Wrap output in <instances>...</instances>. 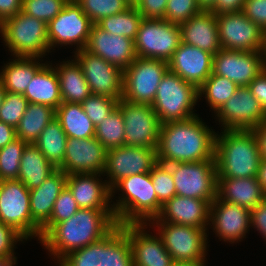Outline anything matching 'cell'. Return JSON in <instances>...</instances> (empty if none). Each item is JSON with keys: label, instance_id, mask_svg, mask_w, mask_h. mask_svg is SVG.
<instances>
[{"label": "cell", "instance_id": "cell-15", "mask_svg": "<svg viewBox=\"0 0 266 266\" xmlns=\"http://www.w3.org/2000/svg\"><path fill=\"white\" fill-rule=\"evenodd\" d=\"M157 163V149L123 145L107 150L103 177H109L105 181L112 189L128 176L151 172Z\"/></svg>", "mask_w": 266, "mask_h": 266}, {"label": "cell", "instance_id": "cell-61", "mask_svg": "<svg viewBox=\"0 0 266 266\" xmlns=\"http://www.w3.org/2000/svg\"><path fill=\"white\" fill-rule=\"evenodd\" d=\"M260 52H261V56L263 59V63L266 67V29L263 30L262 46H261Z\"/></svg>", "mask_w": 266, "mask_h": 266}, {"label": "cell", "instance_id": "cell-34", "mask_svg": "<svg viewBox=\"0 0 266 266\" xmlns=\"http://www.w3.org/2000/svg\"><path fill=\"white\" fill-rule=\"evenodd\" d=\"M55 118L68 138L86 139L95 137V125L87 117L82 104L62 103L55 110Z\"/></svg>", "mask_w": 266, "mask_h": 266}, {"label": "cell", "instance_id": "cell-32", "mask_svg": "<svg viewBox=\"0 0 266 266\" xmlns=\"http://www.w3.org/2000/svg\"><path fill=\"white\" fill-rule=\"evenodd\" d=\"M56 66L54 68L59 79L62 103L81 104L91 95L81 66L74 59L63 61Z\"/></svg>", "mask_w": 266, "mask_h": 266}, {"label": "cell", "instance_id": "cell-48", "mask_svg": "<svg viewBox=\"0 0 266 266\" xmlns=\"http://www.w3.org/2000/svg\"><path fill=\"white\" fill-rule=\"evenodd\" d=\"M26 238L13 227L0 221V256L16 258L14 249L17 242H24Z\"/></svg>", "mask_w": 266, "mask_h": 266}, {"label": "cell", "instance_id": "cell-45", "mask_svg": "<svg viewBox=\"0 0 266 266\" xmlns=\"http://www.w3.org/2000/svg\"><path fill=\"white\" fill-rule=\"evenodd\" d=\"M150 174L157 199L163 205L176 195L171 169L168 165L158 162Z\"/></svg>", "mask_w": 266, "mask_h": 266}, {"label": "cell", "instance_id": "cell-50", "mask_svg": "<svg viewBox=\"0 0 266 266\" xmlns=\"http://www.w3.org/2000/svg\"><path fill=\"white\" fill-rule=\"evenodd\" d=\"M168 0H139L135 7L143 19H164Z\"/></svg>", "mask_w": 266, "mask_h": 266}, {"label": "cell", "instance_id": "cell-42", "mask_svg": "<svg viewBox=\"0 0 266 266\" xmlns=\"http://www.w3.org/2000/svg\"><path fill=\"white\" fill-rule=\"evenodd\" d=\"M79 207L77 206L76 200L73 197L70 190L66 187L64 188L56 201L54 202V207L52 210L51 217L49 221L41 228V238L57 223L69 219L73 216Z\"/></svg>", "mask_w": 266, "mask_h": 266}, {"label": "cell", "instance_id": "cell-38", "mask_svg": "<svg viewBox=\"0 0 266 266\" xmlns=\"http://www.w3.org/2000/svg\"><path fill=\"white\" fill-rule=\"evenodd\" d=\"M239 87L231 80L215 74L210 77L198 88V95L206 97V102L216 113L228 99L235 94ZM203 95V96H202Z\"/></svg>", "mask_w": 266, "mask_h": 266}, {"label": "cell", "instance_id": "cell-2", "mask_svg": "<svg viewBox=\"0 0 266 266\" xmlns=\"http://www.w3.org/2000/svg\"><path fill=\"white\" fill-rule=\"evenodd\" d=\"M198 115L161 124L157 146L159 163L215 161L216 132Z\"/></svg>", "mask_w": 266, "mask_h": 266}, {"label": "cell", "instance_id": "cell-22", "mask_svg": "<svg viewBox=\"0 0 266 266\" xmlns=\"http://www.w3.org/2000/svg\"><path fill=\"white\" fill-rule=\"evenodd\" d=\"M168 63V70L199 88L212 74L213 54L180 43Z\"/></svg>", "mask_w": 266, "mask_h": 266}, {"label": "cell", "instance_id": "cell-21", "mask_svg": "<svg viewBox=\"0 0 266 266\" xmlns=\"http://www.w3.org/2000/svg\"><path fill=\"white\" fill-rule=\"evenodd\" d=\"M209 225L220 241L238 243L251 227L250 210L237 204L225 202L218 197L210 204ZM212 224V225H211Z\"/></svg>", "mask_w": 266, "mask_h": 266}, {"label": "cell", "instance_id": "cell-11", "mask_svg": "<svg viewBox=\"0 0 266 266\" xmlns=\"http://www.w3.org/2000/svg\"><path fill=\"white\" fill-rule=\"evenodd\" d=\"M134 43L137 57L168 62L181 43L179 25L164 19H143Z\"/></svg>", "mask_w": 266, "mask_h": 266}, {"label": "cell", "instance_id": "cell-43", "mask_svg": "<svg viewBox=\"0 0 266 266\" xmlns=\"http://www.w3.org/2000/svg\"><path fill=\"white\" fill-rule=\"evenodd\" d=\"M69 0H22V12L48 24Z\"/></svg>", "mask_w": 266, "mask_h": 266}, {"label": "cell", "instance_id": "cell-6", "mask_svg": "<svg viewBox=\"0 0 266 266\" xmlns=\"http://www.w3.org/2000/svg\"><path fill=\"white\" fill-rule=\"evenodd\" d=\"M0 34L12 56L43 58L50 52L48 26L20 11L0 24Z\"/></svg>", "mask_w": 266, "mask_h": 266}, {"label": "cell", "instance_id": "cell-56", "mask_svg": "<svg viewBox=\"0 0 266 266\" xmlns=\"http://www.w3.org/2000/svg\"><path fill=\"white\" fill-rule=\"evenodd\" d=\"M16 139L14 127L0 121V149Z\"/></svg>", "mask_w": 266, "mask_h": 266}, {"label": "cell", "instance_id": "cell-53", "mask_svg": "<svg viewBox=\"0 0 266 266\" xmlns=\"http://www.w3.org/2000/svg\"><path fill=\"white\" fill-rule=\"evenodd\" d=\"M246 0H217L210 10L215 15L230 12H240Z\"/></svg>", "mask_w": 266, "mask_h": 266}, {"label": "cell", "instance_id": "cell-44", "mask_svg": "<svg viewBox=\"0 0 266 266\" xmlns=\"http://www.w3.org/2000/svg\"><path fill=\"white\" fill-rule=\"evenodd\" d=\"M118 102V99L108 96L91 94L81 104L87 117L96 127L116 109Z\"/></svg>", "mask_w": 266, "mask_h": 266}, {"label": "cell", "instance_id": "cell-33", "mask_svg": "<svg viewBox=\"0 0 266 266\" xmlns=\"http://www.w3.org/2000/svg\"><path fill=\"white\" fill-rule=\"evenodd\" d=\"M57 169L34 144H27L20 162L18 180L29 189L39 187Z\"/></svg>", "mask_w": 266, "mask_h": 266}, {"label": "cell", "instance_id": "cell-8", "mask_svg": "<svg viewBox=\"0 0 266 266\" xmlns=\"http://www.w3.org/2000/svg\"><path fill=\"white\" fill-rule=\"evenodd\" d=\"M0 221L16 229L26 241L41 239V228L31 217L29 189L18 179L0 181Z\"/></svg>", "mask_w": 266, "mask_h": 266}, {"label": "cell", "instance_id": "cell-36", "mask_svg": "<svg viewBox=\"0 0 266 266\" xmlns=\"http://www.w3.org/2000/svg\"><path fill=\"white\" fill-rule=\"evenodd\" d=\"M68 136L59 121L54 118L41 132L34 144L56 168L63 165Z\"/></svg>", "mask_w": 266, "mask_h": 266}, {"label": "cell", "instance_id": "cell-9", "mask_svg": "<svg viewBox=\"0 0 266 266\" xmlns=\"http://www.w3.org/2000/svg\"><path fill=\"white\" fill-rule=\"evenodd\" d=\"M168 63L152 58L136 57L123 70L122 99L135 104L152 105Z\"/></svg>", "mask_w": 266, "mask_h": 266}, {"label": "cell", "instance_id": "cell-12", "mask_svg": "<svg viewBox=\"0 0 266 266\" xmlns=\"http://www.w3.org/2000/svg\"><path fill=\"white\" fill-rule=\"evenodd\" d=\"M148 224L158 227L157 235L159 234L173 261L201 260L207 255L209 242L204 229L168 222Z\"/></svg>", "mask_w": 266, "mask_h": 266}, {"label": "cell", "instance_id": "cell-5", "mask_svg": "<svg viewBox=\"0 0 266 266\" xmlns=\"http://www.w3.org/2000/svg\"><path fill=\"white\" fill-rule=\"evenodd\" d=\"M57 263L59 266H134L126 224L117 225L101 240L70 252Z\"/></svg>", "mask_w": 266, "mask_h": 266}, {"label": "cell", "instance_id": "cell-27", "mask_svg": "<svg viewBox=\"0 0 266 266\" xmlns=\"http://www.w3.org/2000/svg\"><path fill=\"white\" fill-rule=\"evenodd\" d=\"M181 42L215 55L222 49L215 14L201 11L180 26Z\"/></svg>", "mask_w": 266, "mask_h": 266}, {"label": "cell", "instance_id": "cell-14", "mask_svg": "<svg viewBox=\"0 0 266 266\" xmlns=\"http://www.w3.org/2000/svg\"><path fill=\"white\" fill-rule=\"evenodd\" d=\"M50 51L56 46L76 45V51L85 48L93 22L74 0H69L64 9L48 24Z\"/></svg>", "mask_w": 266, "mask_h": 266}, {"label": "cell", "instance_id": "cell-55", "mask_svg": "<svg viewBox=\"0 0 266 266\" xmlns=\"http://www.w3.org/2000/svg\"><path fill=\"white\" fill-rule=\"evenodd\" d=\"M252 131L258 145L259 155L262 160H266V119Z\"/></svg>", "mask_w": 266, "mask_h": 266}, {"label": "cell", "instance_id": "cell-30", "mask_svg": "<svg viewBox=\"0 0 266 266\" xmlns=\"http://www.w3.org/2000/svg\"><path fill=\"white\" fill-rule=\"evenodd\" d=\"M23 96L29 103L47 105L55 110L62 104L59 79L52 63L46 62L36 72Z\"/></svg>", "mask_w": 266, "mask_h": 266}, {"label": "cell", "instance_id": "cell-17", "mask_svg": "<svg viewBox=\"0 0 266 266\" xmlns=\"http://www.w3.org/2000/svg\"><path fill=\"white\" fill-rule=\"evenodd\" d=\"M222 49L260 51L263 30L241 11L215 15Z\"/></svg>", "mask_w": 266, "mask_h": 266}, {"label": "cell", "instance_id": "cell-37", "mask_svg": "<svg viewBox=\"0 0 266 266\" xmlns=\"http://www.w3.org/2000/svg\"><path fill=\"white\" fill-rule=\"evenodd\" d=\"M143 16L135 5H130L123 12L107 16L97 23L111 35L127 37L135 41Z\"/></svg>", "mask_w": 266, "mask_h": 266}, {"label": "cell", "instance_id": "cell-23", "mask_svg": "<svg viewBox=\"0 0 266 266\" xmlns=\"http://www.w3.org/2000/svg\"><path fill=\"white\" fill-rule=\"evenodd\" d=\"M105 61L127 68L137 57L134 40L127 37L111 35L93 24L85 48Z\"/></svg>", "mask_w": 266, "mask_h": 266}, {"label": "cell", "instance_id": "cell-3", "mask_svg": "<svg viewBox=\"0 0 266 266\" xmlns=\"http://www.w3.org/2000/svg\"><path fill=\"white\" fill-rule=\"evenodd\" d=\"M216 133L217 178L257 177L261 163L252 130H221Z\"/></svg>", "mask_w": 266, "mask_h": 266}, {"label": "cell", "instance_id": "cell-19", "mask_svg": "<svg viewBox=\"0 0 266 266\" xmlns=\"http://www.w3.org/2000/svg\"><path fill=\"white\" fill-rule=\"evenodd\" d=\"M265 68L260 51L220 49L213 55L212 73L231 80L238 87H247Z\"/></svg>", "mask_w": 266, "mask_h": 266}, {"label": "cell", "instance_id": "cell-60", "mask_svg": "<svg viewBox=\"0 0 266 266\" xmlns=\"http://www.w3.org/2000/svg\"><path fill=\"white\" fill-rule=\"evenodd\" d=\"M17 258L0 256V266H15Z\"/></svg>", "mask_w": 266, "mask_h": 266}, {"label": "cell", "instance_id": "cell-46", "mask_svg": "<svg viewBox=\"0 0 266 266\" xmlns=\"http://www.w3.org/2000/svg\"><path fill=\"white\" fill-rule=\"evenodd\" d=\"M28 104L23 94L6 92L0 107V121L16 128Z\"/></svg>", "mask_w": 266, "mask_h": 266}, {"label": "cell", "instance_id": "cell-49", "mask_svg": "<svg viewBox=\"0 0 266 266\" xmlns=\"http://www.w3.org/2000/svg\"><path fill=\"white\" fill-rule=\"evenodd\" d=\"M241 12L262 30L266 29V0H246Z\"/></svg>", "mask_w": 266, "mask_h": 266}, {"label": "cell", "instance_id": "cell-1", "mask_svg": "<svg viewBox=\"0 0 266 266\" xmlns=\"http://www.w3.org/2000/svg\"><path fill=\"white\" fill-rule=\"evenodd\" d=\"M117 225L113 209L79 208L69 219L55 224L40 243L60 261L70 252L101 240Z\"/></svg>", "mask_w": 266, "mask_h": 266}, {"label": "cell", "instance_id": "cell-10", "mask_svg": "<svg viewBox=\"0 0 266 266\" xmlns=\"http://www.w3.org/2000/svg\"><path fill=\"white\" fill-rule=\"evenodd\" d=\"M175 182L176 195L214 201L217 198L216 161L168 164Z\"/></svg>", "mask_w": 266, "mask_h": 266}, {"label": "cell", "instance_id": "cell-13", "mask_svg": "<svg viewBox=\"0 0 266 266\" xmlns=\"http://www.w3.org/2000/svg\"><path fill=\"white\" fill-rule=\"evenodd\" d=\"M117 107L121 110L125 125L124 145L157 149L161 122L149 104H135L120 99Z\"/></svg>", "mask_w": 266, "mask_h": 266}, {"label": "cell", "instance_id": "cell-39", "mask_svg": "<svg viewBox=\"0 0 266 266\" xmlns=\"http://www.w3.org/2000/svg\"><path fill=\"white\" fill-rule=\"evenodd\" d=\"M125 125L121 110L116 107L99 125L95 127V138L106 150L124 145Z\"/></svg>", "mask_w": 266, "mask_h": 266}, {"label": "cell", "instance_id": "cell-59", "mask_svg": "<svg viewBox=\"0 0 266 266\" xmlns=\"http://www.w3.org/2000/svg\"><path fill=\"white\" fill-rule=\"evenodd\" d=\"M217 0H197V5L201 11H210L216 3Z\"/></svg>", "mask_w": 266, "mask_h": 266}, {"label": "cell", "instance_id": "cell-47", "mask_svg": "<svg viewBox=\"0 0 266 266\" xmlns=\"http://www.w3.org/2000/svg\"><path fill=\"white\" fill-rule=\"evenodd\" d=\"M200 12L197 0H168L164 20L180 26Z\"/></svg>", "mask_w": 266, "mask_h": 266}, {"label": "cell", "instance_id": "cell-62", "mask_svg": "<svg viewBox=\"0 0 266 266\" xmlns=\"http://www.w3.org/2000/svg\"><path fill=\"white\" fill-rule=\"evenodd\" d=\"M5 93H6V91H5L4 86L2 85V82L0 80V107L2 105Z\"/></svg>", "mask_w": 266, "mask_h": 266}, {"label": "cell", "instance_id": "cell-16", "mask_svg": "<svg viewBox=\"0 0 266 266\" xmlns=\"http://www.w3.org/2000/svg\"><path fill=\"white\" fill-rule=\"evenodd\" d=\"M74 59L81 66L91 94L122 99L123 69L109 63L86 49L74 52Z\"/></svg>", "mask_w": 266, "mask_h": 266}, {"label": "cell", "instance_id": "cell-29", "mask_svg": "<svg viewBox=\"0 0 266 266\" xmlns=\"http://www.w3.org/2000/svg\"><path fill=\"white\" fill-rule=\"evenodd\" d=\"M67 175L57 169L39 187L29 190L32 220L42 228L50 219L54 202L66 188Z\"/></svg>", "mask_w": 266, "mask_h": 266}, {"label": "cell", "instance_id": "cell-63", "mask_svg": "<svg viewBox=\"0 0 266 266\" xmlns=\"http://www.w3.org/2000/svg\"><path fill=\"white\" fill-rule=\"evenodd\" d=\"M129 5H135L139 0H126Z\"/></svg>", "mask_w": 266, "mask_h": 266}, {"label": "cell", "instance_id": "cell-52", "mask_svg": "<svg viewBox=\"0 0 266 266\" xmlns=\"http://www.w3.org/2000/svg\"><path fill=\"white\" fill-rule=\"evenodd\" d=\"M250 222L266 240V199L250 210Z\"/></svg>", "mask_w": 266, "mask_h": 266}, {"label": "cell", "instance_id": "cell-57", "mask_svg": "<svg viewBox=\"0 0 266 266\" xmlns=\"http://www.w3.org/2000/svg\"><path fill=\"white\" fill-rule=\"evenodd\" d=\"M257 179L264 191L266 192V160H261Z\"/></svg>", "mask_w": 266, "mask_h": 266}, {"label": "cell", "instance_id": "cell-18", "mask_svg": "<svg viewBox=\"0 0 266 266\" xmlns=\"http://www.w3.org/2000/svg\"><path fill=\"white\" fill-rule=\"evenodd\" d=\"M215 117L223 130H253L266 119V113L248 87H239Z\"/></svg>", "mask_w": 266, "mask_h": 266}, {"label": "cell", "instance_id": "cell-26", "mask_svg": "<svg viewBox=\"0 0 266 266\" xmlns=\"http://www.w3.org/2000/svg\"><path fill=\"white\" fill-rule=\"evenodd\" d=\"M101 175L103 174L67 175L66 187L72 193L79 208L113 209L110 205L113 202L111 189L105 179L100 178Z\"/></svg>", "mask_w": 266, "mask_h": 266}, {"label": "cell", "instance_id": "cell-31", "mask_svg": "<svg viewBox=\"0 0 266 266\" xmlns=\"http://www.w3.org/2000/svg\"><path fill=\"white\" fill-rule=\"evenodd\" d=\"M14 59L2 66L0 80L6 92L24 94L36 72L45 63H40L39 57L15 56Z\"/></svg>", "mask_w": 266, "mask_h": 266}, {"label": "cell", "instance_id": "cell-25", "mask_svg": "<svg viewBox=\"0 0 266 266\" xmlns=\"http://www.w3.org/2000/svg\"><path fill=\"white\" fill-rule=\"evenodd\" d=\"M212 202L175 195L162 205L159 215L150 222H168L193 226L207 232L210 223V204Z\"/></svg>", "mask_w": 266, "mask_h": 266}, {"label": "cell", "instance_id": "cell-24", "mask_svg": "<svg viewBox=\"0 0 266 266\" xmlns=\"http://www.w3.org/2000/svg\"><path fill=\"white\" fill-rule=\"evenodd\" d=\"M148 224H126L134 266H171L173 259L158 235L145 231Z\"/></svg>", "mask_w": 266, "mask_h": 266}, {"label": "cell", "instance_id": "cell-35", "mask_svg": "<svg viewBox=\"0 0 266 266\" xmlns=\"http://www.w3.org/2000/svg\"><path fill=\"white\" fill-rule=\"evenodd\" d=\"M55 118V109L50 106L29 103L16 130V138L32 144L42 130Z\"/></svg>", "mask_w": 266, "mask_h": 266}, {"label": "cell", "instance_id": "cell-28", "mask_svg": "<svg viewBox=\"0 0 266 266\" xmlns=\"http://www.w3.org/2000/svg\"><path fill=\"white\" fill-rule=\"evenodd\" d=\"M217 197L252 210L266 199V192L257 177L217 178Z\"/></svg>", "mask_w": 266, "mask_h": 266}, {"label": "cell", "instance_id": "cell-20", "mask_svg": "<svg viewBox=\"0 0 266 266\" xmlns=\"http://www.w3.org/2000/svg\"><path fill=\"white\" fill-rule=\"evenodd\" d=\"M107 150L95 138H68L63 165L59 168L66 175L75 173L103 174Z\"/></svg>", "mask_w": 266, "mask_h": 266}, {"label": "cell", "instance_id": "cell-51", "mask_svg": "<svg viewBox=\"0 0 266 266\" xmlns=\"http://www.w3.org/2000/svg\"><path fill=\"white\" fill-rule=\"evenodd\" d=\"M247 87L266 113V68Z\"/></svg>", "mask_w": 266, "mask_h": 266}, {"label": "cell", "instance_id": "cell-58", "mask_svg": "<svg viewBox=\"0 0 266 266\" xmlns=\"http://www.w3.org/2000/svg\"><path fill=\"white\" fill-rule=\"evenodd\" d=\"M205 258L201 260H189V261H173L171 266H205Z\"/></svg>", "mask_w": 266, "mask_h": 266}, {"label": "cell", "instance_id": "cell-40", "mask_svg": "<svg viewBox=\"0 0 266 266\" xmlns=\"http://www.w3.org/2000/svg\"><path fill=\"white\" fill-rule=\"evenodd\" d=\"M27 144L16 138L0 149V180L18 179L21 157Z\"/></svg>", "mask_w": 266, "mask_h": 266}, {"label": "cell", "instance_id": "cell-4", "mask_svg": "<svg viewBox=\"0 0 266 266\" xmlns=\"http://www.w3.org/2000/svg\"><path fill=\"white\" fill-rule=\"evenodd\" d=\"M118 190L122 193L111 204L118 225L148 224L159 215L162 204L157 199L150 172L120 180L111 189V197Z\"/></svg>", "mask_w": 266, "mask_h": 266}, {"label": "cell", "instance_id": "cell-7", "mask_svg": "<svg viewBox=\"0 0 266 266\" xmlns=\"http://www.w3.org/2000/svg\"><path fill=\"white\" fill-rule=\"evenodd\" d=\"M198 88L167 70L159 83L152 107L161 124L190 119L197 114Z\"/></svg>", "mask_w": 266, "mask_h": 266}, {"label": "cell", "instance_id": "cell-41", "mask_svg": "<svg viewBox=\"0 0 266 266\" xmlns=\"http://www.w3.org/2000/svg\"><path fill=\"white\" fill-rule=\"evenodd\" d=\"M90 18L97 24L103 18L123 12L130 5L126 0H74Z\"/></svg>", "mask_w": 266, "mask_h": 266}, {"label": "cell", "instance_id": "cell-54", "mask_svg": "<svg viewBox=\"0 0 266 266\" xmlns=\"http://www.w3.org/2000/svg\"><path fill=\"white\" fill-rule=\"evenodd\" d=\"M22 10V0H0V24Z\"/></svg>", "mask_w": 266, "mask_h": 266}]
</instances>
